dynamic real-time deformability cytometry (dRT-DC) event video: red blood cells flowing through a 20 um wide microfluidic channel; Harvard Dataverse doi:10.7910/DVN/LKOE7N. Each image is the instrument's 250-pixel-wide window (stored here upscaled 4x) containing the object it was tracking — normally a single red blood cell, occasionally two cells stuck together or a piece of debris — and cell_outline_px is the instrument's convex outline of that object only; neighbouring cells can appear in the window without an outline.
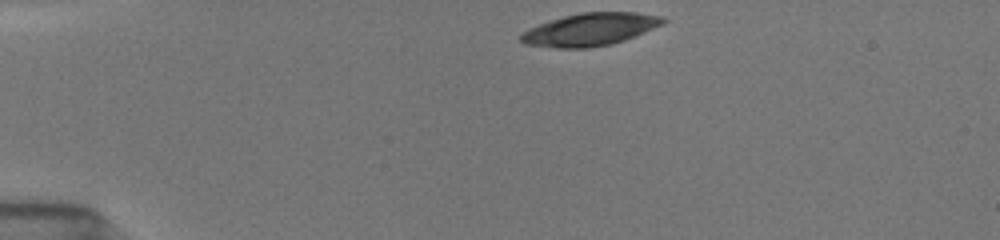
{"species": "common noctule bat (a hibernating species)", "species_latin": "Nyctalus noctula", "temperature_condition": "room temperature", "stored_images_in_passage": 42, "camera_frame_rate_fps": 3000, "um_per_image_px": 0.085, "animal": {"sex": "female", "body_mass_g": 19.5, "forearm_length_mm": 54.1}, "frame": {"image": 1, "passage_image": 1, "time_ms": 0.0, "image_size_px": [1000, 240], "cell_outline_px": [[668, 20], [664, 24], [624, 40], [612, 44], [588, 48], [556, 48], [524, 44], [520, 40], [520, 36], [528, 28], [564, 16], [580, 12], [636, 12], [664, 16]], "centroid_in_image_um": [50.2, 2.5], "position_along_channel_um": 34.8, "area_um2": 27.05}}
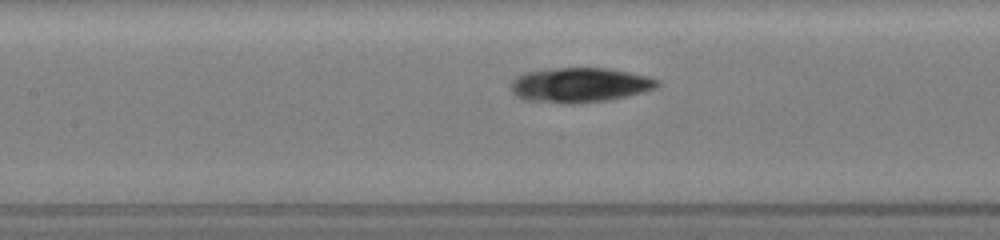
{"frame": {"image": 2, "passage_image": 15, "time_ms": 4.667, "image_size_px": [1000, 240], "cell_outline_px": [[660, 84], [656, 88], [608, 100], [572, 104], [564, 104], [524, 100], [516, 96], [512, 92], [512, 80], [516, 76], [528, 72], [548, 68], [608, 68], [648, 76], [660, 80]], "centroid_in_image_um": [49.26, 7.23], "position_along_channel_um": 158.1, "area_um2": 29.65}}
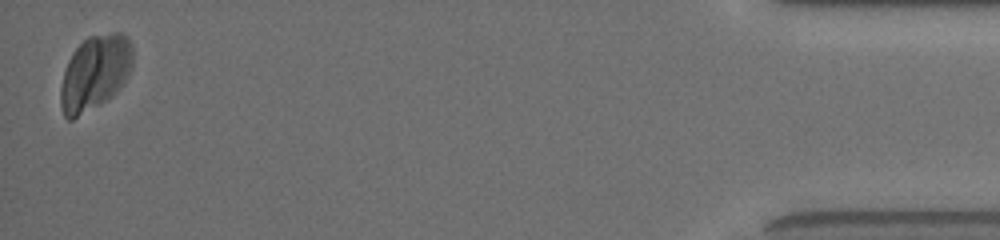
{"frame": {"image": 3, "passage_image": 42, "time_ms": 13.667, "image_size_px": [1000, 240], "cell_outline_px": [[132, 68], [128, 76], [116, 92], [112, 96], [72, 120], [68, 120], [64, 116], [60, 104], [60, 88], [64, 72], [68, 60], [72, 52], [88, 36], [112, 32], [120, 32], [128, 36], [132, 44]], "centroid_in_image_um": [8.07, 6.15], "position_along_channel_um": 427.1, "area_um2": 31.56}, "authors_computed_cell_mechanics": {"area_um2": 27.2238, "velocity_mm_per_s": 3.8865, "shape_relaxation_time_tau1_ms": 4.2657, "shape_relaxation_time_tau2_ms": null, "deformation_change_tau1": 0.2913, "deformation_change_tau2": null}}